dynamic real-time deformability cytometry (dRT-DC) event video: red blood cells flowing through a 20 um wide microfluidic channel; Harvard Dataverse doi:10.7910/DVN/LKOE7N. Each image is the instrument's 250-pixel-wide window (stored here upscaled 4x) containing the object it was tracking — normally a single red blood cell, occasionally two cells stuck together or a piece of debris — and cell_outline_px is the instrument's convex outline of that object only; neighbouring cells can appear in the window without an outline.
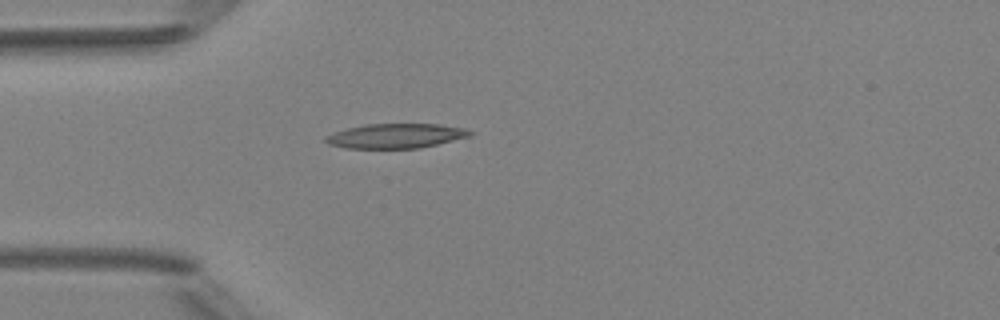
{"species": "Egyptian fruit bat (a non-hibernating species)", "species_latin": "Rousettus aegyptiacus", "temperature_condition": "room temperature", "stored_images_in_passage": 1, "camera_frame_rate_fps": 3000, "um_per_image_px": 0.085, "animal": {"sex": "female"}, "frame": {"image": 1, "passage_image": 1, "time_ms": 0.0, "image_size_px": [1000, 320], "cell_outline_px": [[476, 132], [472, 136], [420, 148], [344, 148], [328, 144], [324, 140], [324, 136], [348, 128], [364, 124], [440, 124], [464, 128]], "centroid_in_image_um": [33.68, 11.55], "position_along_channel_um": 51.3, "area_um2": 20.81}}